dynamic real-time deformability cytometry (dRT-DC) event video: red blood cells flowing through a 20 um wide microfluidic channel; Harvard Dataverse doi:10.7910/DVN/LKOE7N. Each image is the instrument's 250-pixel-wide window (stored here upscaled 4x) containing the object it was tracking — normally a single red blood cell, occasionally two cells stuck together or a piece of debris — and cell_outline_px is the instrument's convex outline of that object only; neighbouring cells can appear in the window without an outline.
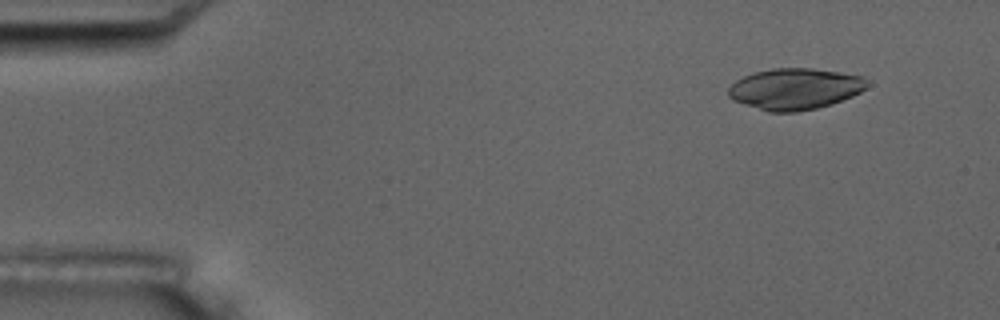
{"species": "common noctule bat (a hibernating species)", "species_latin": "Nyctalus noctula", "temperature_condition": "room temperature", "stored_images_in_passage": 4, "camera_frame_rate_fps": 3000, "um_per_image_px": 0.085, "animal": {"sex": "male", "body_mass_g": 17.5, "forearm_length_mm": 52.3}, "frame": {"image": 1, "passage_image": 2, "time_ms": 1.333, "image_size_px": [1000, 320], "cell_outline_px": [[864, 88], [860, 92], [852, 96], [832, 104], [816, 108], [796, 112], [768, 112], [732, 100], [728, 96], [728, 88], [736, 80], [744, 76], [756, 72], [772, 68], [812, 68], [860, 76], [864, 80]], "centroid_in_image_um": [67.5, 7.57], "position_along_channel_um": 17.5, "area_um2": 32.95}}